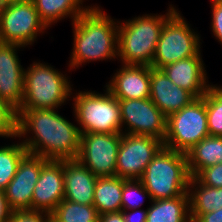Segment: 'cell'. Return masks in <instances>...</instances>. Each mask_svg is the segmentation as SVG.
Instances as JSON below:
<instances>
[{"mask_svg":"<svg viewBox=\"0 0 222 222\" xmlns=\"http://www.w3.org/2000/svg\"><path fill=\"white\" fill-rule=\"evenodd\" d=\"M56 110L18 109L16 137L19 140L23 138L21 142L28 153L47 160L77 159L80 153V129Z\"/></svg>","mask_w":222,"mask_h":222,"instance_id":"6da1fadb","label":"cell"},{"mask_svg":"<svg viewBox=\"0 0 222 222\" xmlns=\"http://www.w3.org/2000/svg\"><path fill=\"white\" fill-rule=\"evenodd\" d=\"M98 5H91L73 23V48L69 68L84 63L118 59V21Z\"/></svg>","mask_w":222,"mask_h":222,"instance_id":"7a4b0ae2","label":"cell"},{"mask_svg":"<svg viewBox=\"0 0 222 222\" xmlns=\"http://www.w3.org/2000/svg\"><path fill=\"white\" fill-rule=\"evenodd\" d=\"M176 10L170 4L164 15L143 14L118 21V60L121 64L151 67L161 30Z\"/></svg>","mask_w":222,"mask_h":222,"instance_id":"3957f363","label":"cell"},{"mask_svg":"<svg viewBox=\"0 0 222 222\" xmlns=\"http://www.w3.org/2000/svg\"><path fill=\"white\" fill-rule=\"evenodd\" d=\"M190 178L187 155L163 146L140 180L152 200H160L188 194Z\"/></svg>","mask_w":222,"mask_h":222,"instance_id":"277c9868","label":"cell"},{"mask_svg":"<svg viewBox=\"0 0 222 222\" xmlns=\"http://www.w3.org/2000/svg\"><path fill=\"white\" fill-rule=\"evenodd\" d=\"M66 74L45 62H33L24 71L23 102L19 109H59L72 98Z\"/></svg>","mask_w":222,"mask_h":222,"instance_id":"5b68a950","label":"cell"},{"mask_svg":"<svg viewBox=\"0 0 222 222\" xmlns=\"http://www.w3.org/2000/svg\"><path fill=\"white\" fill-rule=\"evenodd\" d=\"M104 91H76L71 99L81 133H122L119 102L107 89Z\"/></svg>","mask_w":222,"mask_h":222,"instance_id":"8992f818","label":"cell"},{"mask_svg":"<svg viewBox=\"0 0 222 222\" xmlns=\"http://www.w3.org/2000/svg\"><path fill=\"white\" fill-rule=\"evenodd\" d=\"M178 9L165 21L157 42L151 67L162 69L201 50L200 35L190 28Z\"/></svg>","mask_w":222,"mask_h":222,"instance_id":"52a82bcc","label":"cell"},{"mask_svg":"<svg viewBox=\"0 0 222 222\" xmlns=\"http://www.w3.org/2000/svg\"><path fill=\"white\" fill-rule=\"evenodd\" d=\"M208 135L205 94L167 118L163 146L186 154Z\"/></svg>","mask_w":222,"mask_h":222,"instance_id":"ba28073f","label":"cell"},{"mask_svg":"<svg viewBox=\"0 0 222 222\" xmlns=\"http://www.w3.org/2000/svg\"><path fill=\"white\" fill-rule=\"evenodd\" d=\"M45 30L32 0H18L0 8V42L32 46Z\"/></svg>","mask_w":222,"mask_h":222,"instance_id":"9c48e42d","label":"cell"},{"mask_svg":"<svg viewBox=\"0 0 222 222\" xmlns=\"http://www.w3.org/2000/svg\"><path fill=\"white\" fill-rule=\"evenodd\" d=\"M163 147V141L150 135L122 133L117 153L116 176L141 179L147 165Z\"/></svg>","mask_w":222,"mask_h":222,"instance_id":"30bf717a","label":"cell"},{"mask_svg":"<svg viewBox=\"0 0 222 222\" xmlns=\"http://www.w3.org/2000/svg\"><path fill=\"white\" fill-rule=\"evenodd\" d=\"M122 133H81L78 160L97 177L116 176Z\"/></svg>","mask_w":222,"mask_h":222,"instance_id":"8fae6325","label":"cell"},{"mask_svg":"<svg viewBox=\"0 0 222 222\" xmlns=\"http://www.w3.org/2000/svg\"><path fill=\"white\" fill-rule=\"evenodd\" d=\"M118 102L122 133L150 135L161 141L165 140L167 117L150 98L118 100Z\"/></svg>","mask_w":222,"mask_h":222,"instance_id":"7c38bea8","label":"cell"},{"mask_svg":"<svg viewBox=\"0 0 222 222\" xmlns=\"http://www.w3.org/2000/svg\"><path fill=\"white\" fill-rule=\"evenodd\" d=\"M47 161L42 156L28 152L22 157L14 178L4 190L12 211L31 210L34 187L39 179L42 166Z\"/></svg>","mask_w":222,"mask_h":222,"instance_id":"4fadbf2b","label":"cell"},{"mask_svg":"<svg viewBox=\"0 0 222 222\" xmlns=\"http://www.w3.org/2000/svg\"><path fill=\"white\" fill-rule=\"evenodd\" d=\"M15 43L0 42V99L7 102L16 111L21 107L24 92V71Z\"/></svg>","mask_w":222,"mask_h":222,"instance_id":"5bb4252c","label":"cell"},{"mask_svg":"<svg viewBox=\"0 0 222 222\" xmlns=\"http://www.w3.org/2000/svg\"><path fill=\"white\" fill-rule=\"evenodd\" d=\"M64 199L63 160H48L34 187L31 210L51 214Z\"/></svg>","mask_w":222,"mask_h":222,"instance_id":"9a60e30c","label":"cell"},{"mask_svg":"<svg viewBox=\"0 0 222 222\" xmlns=\"http://www.w3.org/2000/svg\"><path fill=\"white\" fill-rule=\"evenodd\" d=\"M106 88L117 100L144 99L150 97L149 66L121 65Z\"/></svg>","mask_w":222,"mask_h":222,"instance_id":"2e32d148","label":"cell"},{"mask_svg":"<svg viewBox=\"0 0 222 222\" xmlns=\"http://www.w3.org/2000/svg\"><path fill=\"white\" fill-rule=\"evenodd\" d=\"M201 52L162 68L173 84L189 91L195 98L203 97L211 86L207 81L206 67H204L206 65L202 60Z\"/></svg>","mask_w":222,"mask_h":222,"instance_id":"e0dca14e","label":"cell"},{"mask_svg":"<svg viewBox=\"0 0 222 222\" xmlns=\"http://www.w3.org/2000/svg\"><path fill=\"white\" fill-rule=\"evenodd\" d=\"M150 87L149 98L167 118L196 99L189 91L173 84L162 69L151 67Z\"/></svg>","mask_w":222,"mask_h":222,"instance_id":"ac0fdd59","label":"cell"},{"mask_svg":"<svg viewBox=\"0 0 222 222\" xmlns=\"http://www.w3.org/2000/svg\"><path fill=\"white\" fill-rule=\"evenodd\" d=\"M63 174L64 199L74 203L93 205L98 177L78 159L63 160Z\"/></svg>","mask_w":222,"mask_h":222,"instance_id":"d6986e66","label":"cell"},{"mask_svg":"<svg viewBox=\"0 0 222 222\" xmlns=\"http://www.w3.org/2000/svg\"><path fill=\"white\" fill-rule=\"evenodd\" d=\"M146 222H192L189 195L152 200L150 207H147Z\"/></svg>","mask_w":222,"mask_h":222,"instance_id":"ffe728a7","label":"cell"},{"mask_svg":"<svg viewBox=\"0 0 222 222\" xmlns=\"http://www.w3.org/2000/svg\"><path fill=\"white\" fill-rule=\"evenodd\" d=\"M188 172L195 177L202 169L222 163V136L208 135L187 153Z\"/></svg>","mask_w":222,"mask_h":222,"instance_id":"44dd1931","label":"cell"},{"mask_svg":"<svg viewBox=\"0 0 222 222\" xmlns=\"http://www.w3.org/2000/svg\"><path fill=\"white\" fill-rule=\"evenodd\" d=\"M40 20L46 27H52L58 20L67 17L73 23L90 6H84V0H32ZM84 6V7H83Z\"/></svg>","mask_w":222,"mask_h":222,"instance_id":"7402d4cb","label":"cell"},{"mask_svg":"<svg viewBox=\"0 0 222 222\" xmlns=\"http://www.w3.org/2000/svg\"><path fill=\"white\" fill-rule=\"evenodd\" d=\"M123 179L118 176L98 177L94 190L93 206L99 215L122 211Z\"/></svg>","mask_w":222,"mask_h":222,"instance_id":"603a6c76","label":"cell"},{"mask_svg":"<svg viewBox=\"0 0 222 222\" xmlns=\"http://www.w3.org/2000/svg\"><path fill=\"white\" fill-rule=\"evenodd\" d=\"M188 195L190 214H207L222 208V187L205 186L191 177Z\"/></svg>","mask_w":222,"mask_h":222,"instance_id":"cb8c5ba5","label":"cell"},{"mask_svg":"<svg viewBox=\"0 0 222 222\" xmlns=\"http://www.w3.org/2000/svg\"><path fill=\"white\" fill-rule=\"evenodd\" d=\"M51 216L57 222H98L99 213L93 205L74 203L63 199Z\"/></svg>","mask_w":222,"mask_h":222,"instance_id":"d4e9b609","label":"cell"},{"mask_svg":"<svg viewBox=\"0 0 222 222\" xmlns=\"http://www.w3.org/2000/svg\"><path fill=\"white\" fill-rule=\"evenodd\" d=\"M26 153L22 142L0 146V190L4 191L14 178L19 162Z\"/></svg>","mask_w":222,"mask_h":222,"instance_id":"484cf974","label":"cell"},{"mask_svg":"<svg viewBox=\"0 0 222 222\" xmlns=\"http://www.w3.org/2000/svg\"><path fill=\"white\" fill-rule=\"evenodd\" d=\"M207 127L212 136H222V86L211 84L206 93Z\"/></svg>","mask_w":222,"mask_h":222,"instance_id":"4316f807","label":"cell"},{"mask_svg":"<svg viewBox=\"0 0 222 222\" xmlns=\"http://www.w3.org/2000/svg\"><path fill=\"white\" fill-rule=\"evenodd\" d=\"M147 196V197H146ZM152 198L150 193L145 189L140 179L125 180L123 179V190L121 196L122 210H134L141 208L143 199Z\"/></svg>","mask_w":222,"mask_h":222,"instance_id":"83f0119b","label":"cell"},{"mask_svg":"<svg viewBox=\"0 0 222 222\" xmlns=\"http://www.w3.org/2000/svg\"><path fill=\"white\" fill-rule=\"evenodd\" d=\"M17 119L16 110L0 99V137L17 138Z\"/></svg>","mask_w":222,"mask_h":222,"instance_id":"f1b7e54d","label":"cell"},{"mask_svg":"<svg viewBox=\"0 0 222 222\" xmlns=\"http://www.w3.org/2000/svg\"><path fill=\"white\" fill-rule=\"evenodd\" d=\"M195 178L205 186L214 188L222 187V163L202 169Z\"/></svg>","mask_w":222,"mask_h":222,"instance_id":"f546056e","label":"cell"},{"mask_svg":"<svg viewBox=\"0 0 222 222\" xmlns=\"http://www.w3.org/2000/svg\"><path fill=\"white\" fill-rule=\"evenodd\" d=\"M51 214L42 211H12L8 222H49Z\"/></svg>","mask_w":222,"mask_h":222,"instance_id":"4dcf8cb0","label":"cell"},{"mask_svg":"<svg viewBox=\"0 0 222 222\" xmlns=\"http://www.w3.org/2000/svg\"><path fill=\"white\" fill-rule=\"evenodd\" d=\"M212 8V22L211 30L213 36L222 45V4L211 3Z\"/></svg>","mask_w":222,"mask_h":222,"instance_id":"1f68e13d","label":"cell"},{"mask_svg":"<svg viewBox=\"0 0 222 222\" xmlns=\"http://www.w3.org/2000/svg\"><path fill=\"white\" fill-rule=\"evenodd\" d=\"M192 222H222V208L207 214H190Z\"/></svg>","mask_w":222,"mask_h":222,"instance_id":"d6a6232c","label":"cell"},{"mask_svg":"<svg viewBox=\"0 0 222 222\" xmlns=\"http://www.w3.org/2000/svg\"><path fill=\"white\" fill-rule=\"evenodd\" d=\"M125 222H146L147 209L141 210V208H137L134 210H130L127 213V210H122Z\"/></svg>","mask_w":222,"mask_h":222,"instance_id":"836d02e7","label":"cell"},{"mask_svg":"<svg viewBox=\"0 0 222 222\" xmlns=\"http://www.w3.org/2000/svg\"><path fill=\"white\" fill-rule=\"evenodd\" d=\"M11 212L5 193L0 190V222H8Z\"/></svg>","mask_w":222,"mask_h":222,"instance_id":"e575fe53","label":"cell"},{"mask_svg":"<svg viewBox=\"0 0 222 222\" xmlns=\"http://www.w3.org/2000/svg\"><path fill=\"white\" fill-rule=\"evenodd\" d=\"M98 222H125V219L122 211H117L99 215Z\"/></svg>","mask_w":222,"mask_h":222,"instance_id":"d590c367","label":"cell"},{"mask_svg":"<svg viewBox=\"0 0 222 222\" xmlns=\"http://www.w3.org/2000/svg\"><path fill=\"white\" fill-rule=\"evenodd\" d=\"M18 0H0V6L9 5L11 3L17 2Z\"/></svg>","mask_w":222,"mask_h":222,"instance_id":"8d00e7d4","label":"cell"},{"mask_svg":"<svg viewBox=\"0 0 222 222\" xmlns=\"http://www.w3.org/2000/svg\"><path fill=\"white\" fill-rule=\"evenodd\" d=\"M212 3L222 4V0H211Z\"/></svg>","mask_w":222,"mask_h":222,"instance_id":"74e56055","label":"cell"},{"mask_svg":"<svg viewBox=\"0 0 222 222\" xmlns=\"http://www.w3.org/2000/svg\"><path fill=\"white\" fill-rule=\"evenodd\" d=\"M49 222H57V221L51 216Z\"/></svg>","mask_w":222,"mask_h":222,"instance_id":"f35d334b","label":"cell"}]
</instances>
